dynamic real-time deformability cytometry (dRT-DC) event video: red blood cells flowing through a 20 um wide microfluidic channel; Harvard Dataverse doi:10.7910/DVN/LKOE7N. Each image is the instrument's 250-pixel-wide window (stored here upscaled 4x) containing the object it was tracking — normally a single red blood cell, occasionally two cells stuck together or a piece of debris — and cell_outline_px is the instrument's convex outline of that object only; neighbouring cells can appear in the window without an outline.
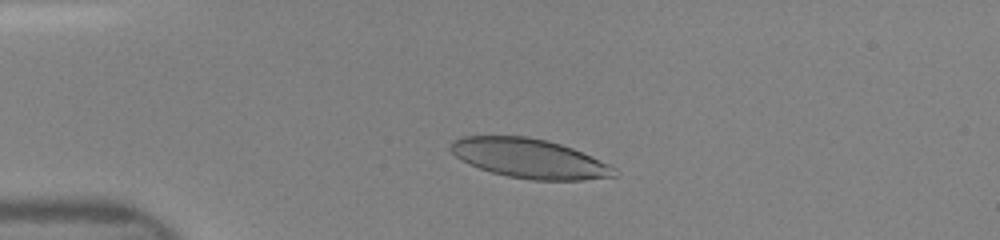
{"species": "human", "species_latin": "Homo sapiens", "temperature_condition": "room temperature", "stored_images_in_passage": 37, "camera_frame_rate_fps": 3000, "um_per_image_px": 0.085, "donor": {"sex": "female"}, "frame": {"image": 1, "passage_image": 9, "time_ms": 2.667, "image_size_px": [1000, 240], "cell_outline_px": [[620, 172], [616, 176], [584, 180], [532, 180], [508, 176], [492, 172], [468, 164], [460, 160], [448, 148], [448, 144], [452, 140], [464, 136], [528, 136], [548, 140], [572, 148], [608, 164], [616, 168]], "centroid_in_image_um": [44.98, 13.46], "position_along_channel_um": 40.0, "area_um2": 37.69}}
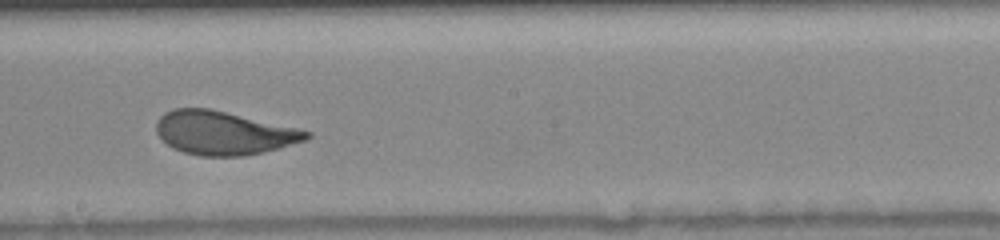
{"frame": {"image": 2, "passage_image": 25, "time_ms": 8.0, "image_size_px": [1000, 240], "cell_outline_px": [[312, 136], [304, 140], [280, 148], [244, 156], [200, 156], [184, 152], [172, 148], [156, 132], [156, 120], [164, 112], [172, 108], [212, 108], [296, 128], [312, 132]], "centroid_in_image_um": [18.98, 11.29], "position_along_channel_um": 229.2, "area_um2": 38.15}}
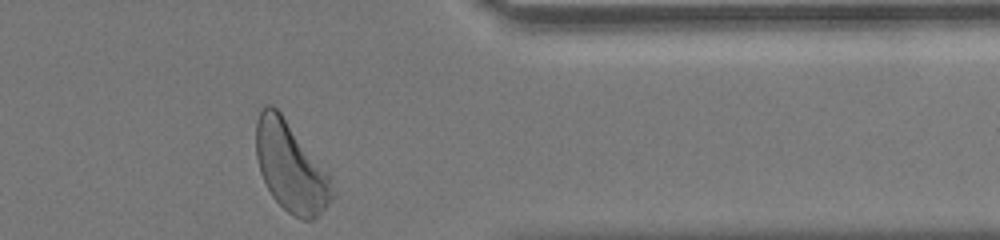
{"frame": {"image": 3, "passage_image": 37, "time_ms": 12.0, "image_size_px": [1000, 240], "cell_outline_px": [[336, 196], [312, 220], [304, 220], [288, 212], [272, 196], [260, 172], [256, 156], [256, 120], [264, 104], [272, 104], [280, 112], [328, 172]], "centroid_in_image_um": [24.71, 14.18], "position_along_channel_um": 386.7, "area_um2": 39.42}}